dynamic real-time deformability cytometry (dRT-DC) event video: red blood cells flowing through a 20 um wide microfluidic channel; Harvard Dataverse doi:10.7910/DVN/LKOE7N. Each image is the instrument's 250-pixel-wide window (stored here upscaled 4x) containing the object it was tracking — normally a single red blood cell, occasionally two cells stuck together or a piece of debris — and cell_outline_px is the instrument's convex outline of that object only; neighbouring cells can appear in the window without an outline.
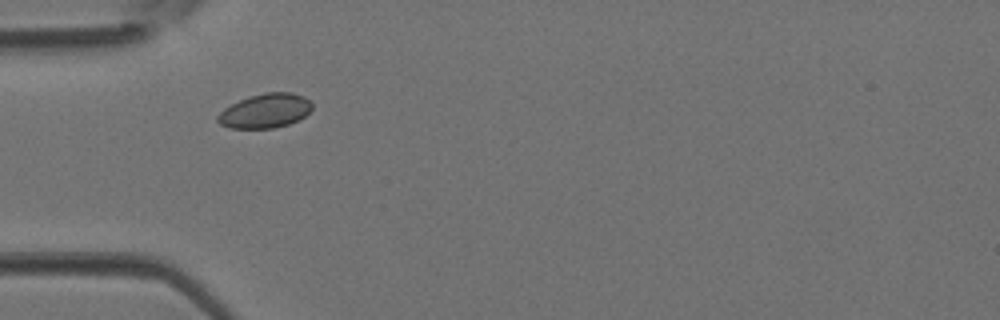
{"species": "Egyptian fruit bat (a non-hibernating species)", "species_latin": "Rousettus aegyptiacus", "temperature_condition": "room temperature", "stored_images_in_passage": 1, "camera_frame_rate_fps": 3000, "um_per_image_px": 0.085, "animal": {"sex": "female"}, "frame": {"image": 1, "passage_image": 1, "time_ms": 0.0, "image_size_px": [1000, 320], "cell_outline_px": [[312, 108], [300, 120], [288, 124], [272, 128], [228, 128], [220, 124], [216, 120], [216, 116], [224, 108], [248, 96], [264, 92], [292, 92], [304, 96], [312, 104]], "centroid_in_image_um": [22.53, 9.42], "position_along_channel_um": 62.5, "area_um2": 18.96}}